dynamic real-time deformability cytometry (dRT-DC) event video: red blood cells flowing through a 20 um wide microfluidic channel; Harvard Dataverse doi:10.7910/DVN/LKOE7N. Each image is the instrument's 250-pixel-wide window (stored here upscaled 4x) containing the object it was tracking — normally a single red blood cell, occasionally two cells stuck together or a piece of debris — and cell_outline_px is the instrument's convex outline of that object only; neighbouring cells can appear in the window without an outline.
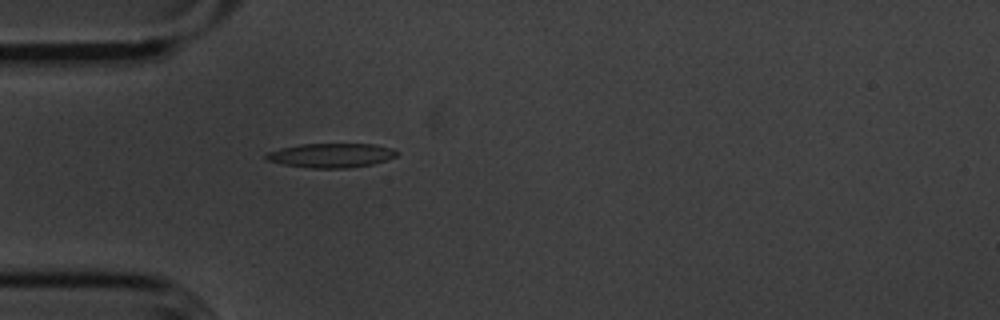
{"species": "common noctule bat (a hibernating species)", "species_latin": "Nyctalus noctula", "temperature_condition": "cold", "stored_images_in_passage": 41, "camera_frame_rate_fps": 3000, "um_per_image_px": 0.085, "animal": {"sex": "male", "body_mass_g": 20.1, "forearm_length_mm": 53.5}, "frame": {"image": 1, "passage_image": 2, "time_ms": 0.333, "image_size_px": [1000, 320], "cell_outline_px": [[400, 152], [396, 156], [372, 164], [348, 168], [308, 168], [284, 164], [268, 160], [264, 156], [268, 152], [280, 148], [300, 144], [372, 144], [392, 148]], "centroid_in_image_um": [28.15, 13.2], "position_along_channel_um": 56.9, "area_um2": 18.38}}
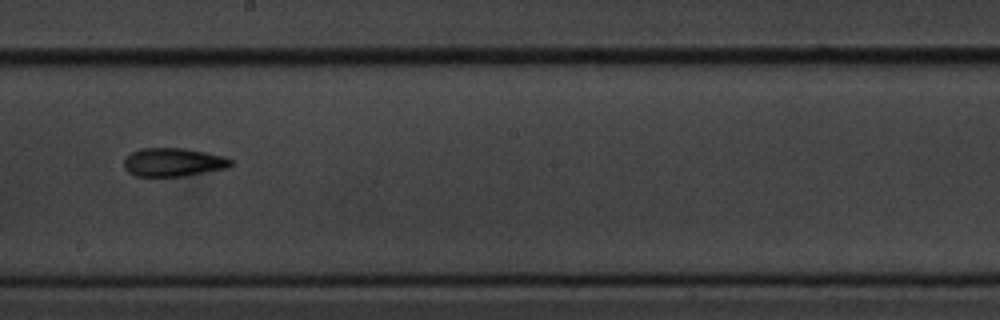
{"frame": {"image": 2, "passage_image": 17, "time_ms": 5.333, "image_size_px": [1000, 320], "cell_outline_px": [[232, 164], [228, 168], [184, 176], [136, 176], [128, 172], [124, 168], [124, 160], [132, 152], [140, 148], [184, 148], [224, 156], [232, 160]], "centroid_in_image_um": [14.73, 13.79], "position_along_channel_um": 233.5, "area_um2": 17.69}}
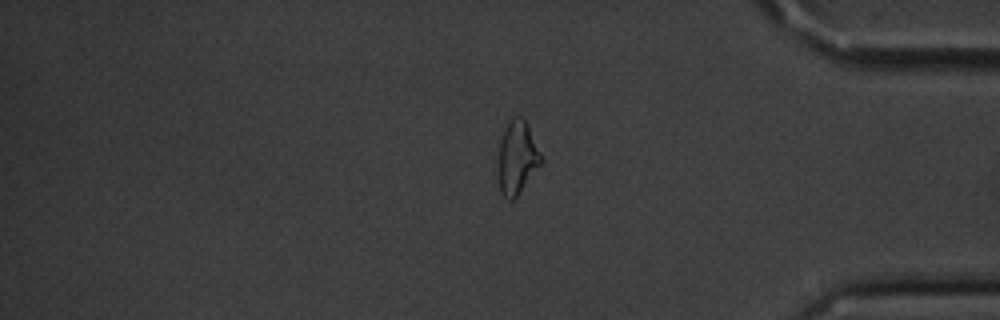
{"frame": {"image": 3, "passage_image": 32, "time_ms": 10.333, "image_size_px": [1000, 320], "cell_outline_px": [[544, 160], [516, 196], [512, 200], [508, 200], [500, 192], [500, 140], [508, 120], [516, 116], [520, 116], [528, 124]], "centroid_in_image_um": [43.99, 13.35], "position_along_channel_um": 391.2, "area_um2": 17.8}, "authors_computed_cell_mechanics": {"area_um2": 17.8602, "velocity_mm_per_s": 3.6136, "shape_relaxation_time_tau1_ms": 7.4367, "shape_relaxation_time_tau2_ms": 3.5456, "deformation_change_tau1": 0.1893, "deformation_change_tau2": 0.1262}}